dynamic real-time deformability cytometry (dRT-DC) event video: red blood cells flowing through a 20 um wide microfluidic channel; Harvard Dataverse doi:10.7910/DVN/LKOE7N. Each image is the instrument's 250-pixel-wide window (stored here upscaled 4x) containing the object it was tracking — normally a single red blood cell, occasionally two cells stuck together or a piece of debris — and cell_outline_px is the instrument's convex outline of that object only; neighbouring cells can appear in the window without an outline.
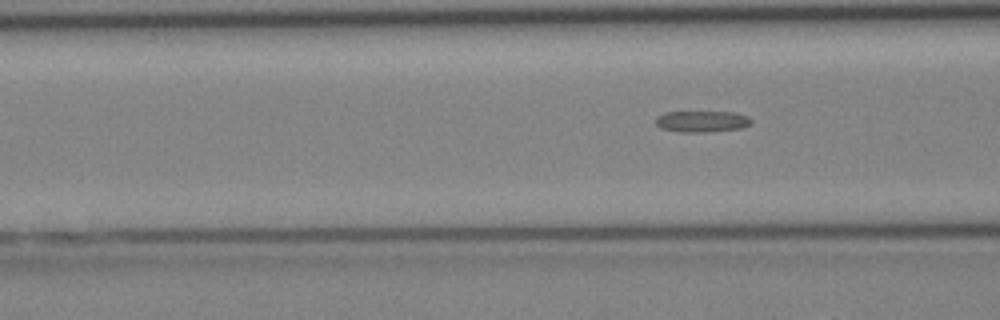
{"species": "Egyptian fruit bat (a non-hibernating species)", "species_latin": "Rousettus aegyptiacus", "temperature_condition": "cold", "stored_images_in_passage": 3, "camera_frame_rate_fps": 3000, "um_per_image_px": 0.085, "animal": {"sex": "female"}, "frame": {"image": 1, "passage_image": 3, "time_ms": 2.333, "image_size_px": [1000, 320], "cell_outline_px": [[752, 124], [740, 128], [704, 132], [680, 132], [660, 128], [656, 124], [656, 116], [664, 112], [732, 112], [748, 116], [752, 120]], "centroid_in_image_um": [59.64, 10.32], "position_along_channel_um": 107.0, "area_um2": 11.85}}